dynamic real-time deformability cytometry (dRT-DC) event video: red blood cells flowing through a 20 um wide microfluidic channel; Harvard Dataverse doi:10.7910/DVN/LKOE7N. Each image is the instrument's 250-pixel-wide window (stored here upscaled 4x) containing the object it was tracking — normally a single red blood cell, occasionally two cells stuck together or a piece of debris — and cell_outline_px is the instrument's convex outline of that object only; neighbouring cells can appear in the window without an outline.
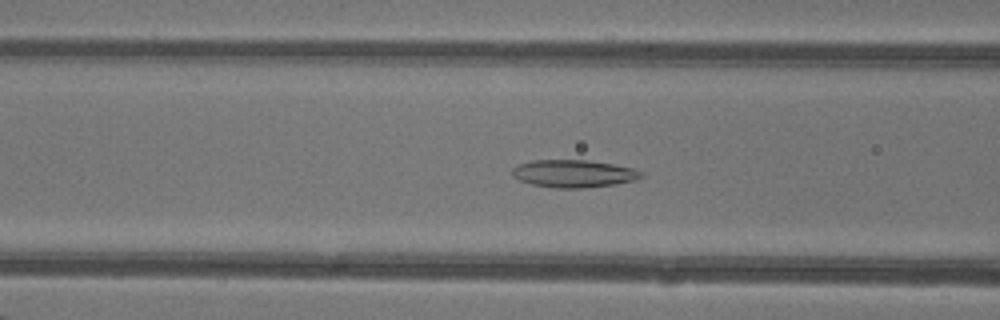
{"species": "common noctule bat (a hibernating species)", "species_latin": "Nyctalus noctula", "temperature_condition": "warm", "stored_images_in_passage": 39, "camera_frame_rate_fps": 3000, "um_per_image_px": 0.085, "animal": {"sex": "female"}, "frame": {"image": 1, "passage_image": 20, "time_ms": 6.333, "image_size_px": [1000, 320], "cell_outline_px": [[644, 176], [636, 180], [616, 184], [580, 188], [556, 188], [532, 184], [520, 180], [512, 176], [512, 168], [516, 164], [532, 160], [588, 160], [612, 164], [632, 168], [644, 172]], "centroid_in_image_um": [48.76, 14.75], "position_along_channel_um": 117.8, "area_um2": 20.81}}
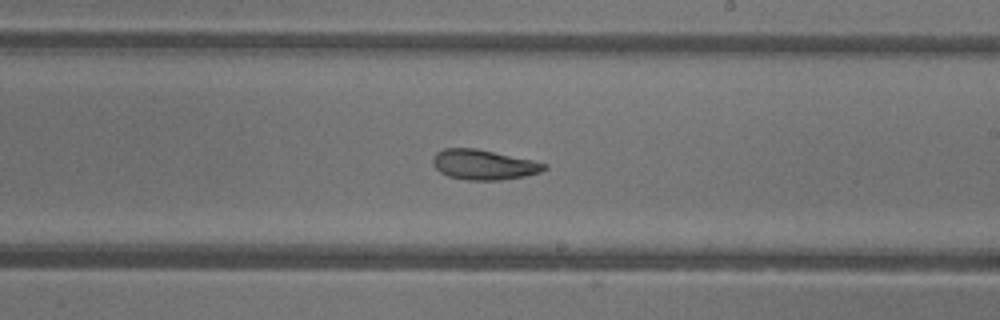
{"frame": {"image": 2, "passage_image": 29, "time_ms": 9.333, "image_size_px": [1000, 320], "cell_outline_px": [[548, 168], [540, 172], [524, 176], [500, 180], [464, 180], [448, 176], [440, 172], [436, 168], [432, 160], [436, 152], [444, 148], [476, 148], [532, 160], [548, 164]], "centroid_in_image_um": [41.11, 14.0], "position_along_channel_um": 247.9, "area_um2": 19.48}}
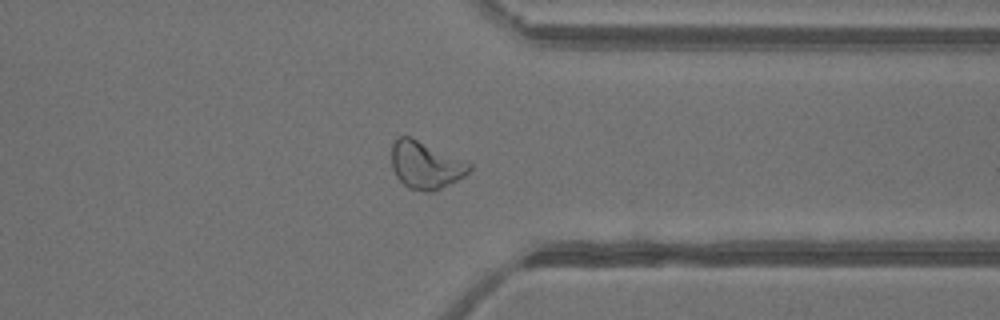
{"frame": {"image": 3, "passage_image": 38, "time_ms": 12.333, "image_size_px": [1000, 320], "cell_outline_px": [[472, 168], [464, 176], [432, 192], [428, 192], [408, 188], [396, 176], [392, 168], [392, 144], [396, 136], [412, 136], [468, 160], [472, 164]], "centroid_in_image_um": [36.19, 13.98], "position_along_channel_um": 375.2, "area_um2": 21.91}}